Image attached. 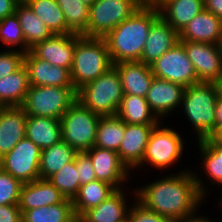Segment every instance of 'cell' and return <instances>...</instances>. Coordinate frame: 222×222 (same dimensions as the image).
Segmentation results:
<instances>
[{"mask_svg":"<svg viewBox=\"0 0 222 222\" xmlns=\"http://www.w3.org/2000/svg\"><path fill=\"white\" fill-rule=\"evenodd\" d=\"M182 171L170 174L135 191L134 197L153 212L179 222L196 215L206 189L198 174Z\"/></svg>","mask_w":222,"mask_h":222,"instance_id":"6da1fadb","label":"cell"},{"mask_svg":"<svg viewBox=\"0 0 222 222\" xmlns=\"http://www.w3.org/2000/svg\"><path fill=\"white\" fill-rule=\"evenodd\" d=\"M159 16L156 5H143L103 37L113 64L141 60L151 25Z\"/></svg>","mask_w":222,"mask_h":222,"instance_id":"7a4b0ae2","label":"cell"},{"mask_svg":"<svg viewBox=\"0 0 222 222\" xmlns=\"http://www.w3.org/2000/svg\"><path fill=\"white\" fill-rule=\"evenodd\" d=\"M111 67L113 63L103 38L83 37L76 34L73 64L70 70L71 81L76 91Z\"/></svg>","mask_w":222,"mask_h":222,"instance_id":"3957f363","label":"cell"},{"mask_svg":"<svg viewBox=\"0 0 222 222\" xmlns=\"http://www.w3.org/2000/svg\"><path fill=\"white\" fill-rule=\"evenodd\" d=\"M219 95L218 85L213 82H198L185 87L181 105L198 140L215 131V105Z\"/></svg>","mask_w":222,"mask_h":222,"instance_id":"277c9868","label":"cell"},{"mask_svg":"<svg viewBox=\"0 0 222 222\" xmlns=\"http://www.w3.org/2000/svg\"><path fill=\"white\" fill-rule=\"evenodd\" d=\"M124 96L121 78L113 66L77 90V100L100 116L116 115Z\"/></svg>","mask_w":222,"mask_h":222,"instance_id":"5b68a950","label":"cell"},{"mask_svg":"<svg viewBox=\"0 0 222 222\" xmlns=\"http://www.w3.org/2000/svg\"><path fill=\"white\" fill-rule=\"evenodd\" d=\"M73 86H29L21 106L29 116L60 119L77 100Z\"/></svg>","mask_w":222,"mask_h":222,"instance_id":"8992f818","label":"cell"},{"mask_svg":"<svg viewBox=\"0 0 222 222\" xmlns=\"http://www.w3.org/2000/svg\"><path fill=\"white\" fill-rule=\"evenodd\" d=\"M101 116L76 100L60 118L62 140L77 152H86L96 141Z\"/></svg>","mask_w":222,"mask_h":222,"instance_id":"52a82bcc","label":"cell"},{"mask_svg":"<svg viewBox=\"0 0 222 222\" xmlns=\"http://www.w3.org/2000/svg\"><path fill=\"white\" fill-rule=\"evenodd\" d=\"M142 6L139 0H96L90 5L87 31L82 36L103 38Z\"/></svg>","mask_w":222,"mask_h":222,"instance_id":"ba28073f","label":"cell"},{"mask_svg":"<svg viewBox=\"0 0 222 222\" xmlns=\"http://www.w3.org/2000/svg\"><path fill=\"white\" fill-rule=\"evenodd\" d=\"M159 124L151 132L145 155L137 167L148 164L153 168L163 169L177 162L182 156L185 145L181 135L167 126L162 128Z\"/></svg>","mask_w":222,"mask_h":222,"instance_id":"9c48e42d","label":"cell"},{"mask_svg":"<svg viewBox=\"0 0 222 222\" xmlns=\"http://www.w3.org/2000/svg\"><path fill=\"white\" fill-rule=\"evenodd\" d=\"M150 66L152 74L158 79L177 83L184 87L199 82L194 66L180 41Z\"/></svg>","mask_w":222,"mask_h":222,"instance_id":"30bf717a","label":"cell"},{"mask_svg":"<svg viewBox=\"0 0 222 222\" xmlns=\"http://www.w3.org/2000/svg\"><path fill=\"white\" fill-rule=\"evenodd\" d=\"M41 149L26 136L0 158V168L22 184L40 179Z\"/></svg>","mask_w":222,"mask_h":222,"instance_id":"8fae6325","label":"cell"},{"mask_svg":"<svg viewBox=\"0 0 222 222\" xmlns=\"http://www.w3.org/2000/svg\"><path fill=\"white\" fill-rule=\"evenodd\" d=\"M192 62L199 82L217 83L222 77V48L219 44L180 41Z\"/></svg>","mask_w":222,"mask_h":222,"instance_id":"7c38bea8","label":"cell"},{"mask_svg":"<svg viewBox=\"0 0 222 222\" xmlns=\"http://www.w3.org/2000/svg\"><path fill=\"white\" fill-rule=\"evenodd\" d=\"M76 45V33L53 34L37 43L30 52L38 59L48 61L51 65L71 70Z\"/></svg>","mask_w":222,"mask_h":222,"instance_id":"4fadbf2b","label":"cell"},{"mask_svg":"<svg viewBox=\"0 0 222 222\" xmlns=\"http://www.w3.org/2000/svg\"><path fill=\"white\" fill-rule=\"evenodd\" d=\"M90 156L97 180L112 185L120 190L122 182L129 176L130 169L121 161L115 151L93 146L86 151Z\"/></svg>","mask_w":222,"mask_h":222,"instance_id":"5bb4252c","label":"cell"},{"mask_svg":"<svg viewBox=\"0 0 222 222\" xmlns=\"http://www.w3.org/2000/svg\"><path fill=\"white\" fill-rule=\"evenodd\" d=\"M157 124H126L124 137L117 151L129 169H138L145 155L149 137Z\"/></svg>","mask_w":222,"mask_h":222,"instance_id":"9a60e30c","label":"cell"},{"mask_svg":"<svg viewBox=\"0 0 222 222\" xmlns=\"http://www.w3.org/2000/svg\"><path fill=\"white\" fill-rule=\"evenodd\" d=\"M24 66L29 86H73L68 69L38 59L30 51L25 53Z\"/></svg>","mask_w":222,"mask_h":222,"instance_id":"2e32d148","label":"cell"},{"mask_svg":"<svg viewBox=\"0 0 222 222\" xmlns=\"http://www.w3.org/2000/svg\"><path fill=\"white\" fill-rule=\"evenodd\" d=\"M185 87L167 80L153 78L146 101L158 119L181 105Z\"/></svg>","mask_w":222,"mask_h":222,"instance_id":"e0dca14e","label":"cell"},{"mask_svg":"<svg viewBox=\"0 0 222 222\" xmlns=\"http://www.w3.org/2000/svg\"><path fill=\"white\" fill-rule=\"evenodd\" d=\"M179 41L222 43V20L203 9L179 33Z\"/></svg>","mask_w":222,"mask_h":222,"instance_id":"ac0fdd59","label":"cell"},{"mask_svg":"<svg viewBox=\"0 0 222 222\" xmlns=\"http://www.w3.org/2000/svg\"><path fill=\"white\" fill-rule=\"evenodd\" d=\"M177 42L179 33L159 16L151 25L140 61L151 65Z\"/></svg>","mask_w":222,"mask_h":222,"instance_id":"d6986e66","label":"cell"},{"mask_svg":"<svg viewBox=\"0 0 222 222\" xmlns=\"http://www.w3.org/2000/svg\"><path fill=\"white\" fill-rule=\"evenodd\" d=\"M27 114L20 107L0 109V158L25 137Z\"/></svg>","mask_w":222,"mask_h":222,"instance_id":"ffe728a7","label":"cell"},{"mask_svg":"<svg viewBox=\"0 0 222 222\" xmlns=\"http://www.w3.org/2000/svg\"><path fill=\"white\" fill-rule=\"evenodd\" d=\"M117 69L124 94L145 98L153 81L151 66L141 61H125L113 64Z\"/></svg>","mask_w":222,"mask_h":222,"instance_id":"44dd1931","label":"cell"},{"mask_svg":"<svg viewBox=\"0 0 222 222\" xmlns=\"http://www.w3.org/2000/svg\"><path fill=\"white\" fill-rule=\"evenodd\" d=\"M64 200L65 197L48 179H36L22 185L18 205L21 211H27L62 203Z\"/></svg>","mask_w":222,"mask_h":222,"instance_id":"7402d4cb","label":"cell"},{"mask_svg":"<svg viewBox=\"0 0 222 222\" xmlns=\"http://www.w3.org/2000/svg\"><path fill=\"white\" fill-rule=\"evenodd\" d=\"M160 16L178 33L204 9L203 0H159Z\"/></svg>","mask_w":222,"mask_h":222,"instance_id":"603a6c76","label":"cell"},{"mask_svg":"<svg viewBox=\"0 0 222 222\" xmlns=\"http://www.w3.org/2000/svg\"><path fill=\"white\" fill-rule=\"evenodd\" d=\"M122 189L116 190L98 206L86 211L78 222H127L128 211Z\"/></svg>","mask_w":222,"mask_h":222,"instance_id":"cb8c5ba5","label":"cell"},{"mask_svg":"<svg viewBox=\"0 0 222 222\" xmlns=\"http://www.w3.org/2000/svg\"><path fill=\"white\" fill-rule=\"evenodd\" d=\"M25 136L41 150L62 140L60 119L27 115Z\"/></svg>","mask_w":222,"mask_h":222,"instance_id":"d4e9b609","label":"cell"},{"mask_svg":"<svg viewBox=\"0 0 222 222\" xmlns=\"http://www.w3.org/2000/svg\"><path fill=\"white\" fill-rule=\"evenodd\" d=\"M28 89V73L26 67L23 65L13 74L0 79V105L2 107L22 106Z\"/></svg>","mask_w":222,"mask_h":222,"instance_id":"484cf974","label":"cell"},{"mask_svg":"<svg viewBox=\"0 0 222 222\" xmlns=\"http://www.w3.org/2000/svg\"><path fill=\"white\" fill-rule=\"evenodd\" d=\"M115 191L116 189L112 185L100 180L81 185L72 200L76 218L79 219L86 211L98 206Z\"/></svg>","mask_w":222,"mask_h":222,"instance_id":"4316f807","label":"cell"},{"mask_svg":"<svg viewBox=\"0 0 222 222\" xmlns=\"http://www.w3.org/2000/svg\"><path fill=\"white\" fill-rule=\"evenodd\" d=\"M77 153L72 146L63 140L41 150L39 164L40 179H48L64 165L74 161Z\"/></svg>","mask_w":222,"mask_h":222,"instance_id":"83f0119b","label":"cell"},{"mask_svg":"<svg viewBox=\"0 0 222 222\" xmlns=\"http://www.w3.org/2000/svg\"><path fill=\"white\" fill-rule=\"evenodd\" d=\"M15 14L18 17L26 45L29 49L53 35L43 20L24 1L16 5Z\"/></svg>","mask_w":222,"mask_h":222,"instance_id":"f1b7e54d","label":"cell"},{"mask_svg":"<svg viewBox=\"0 0 222 222\" xmlns=\"http://www.w3.org/2000/svg\"><path fill=\"white\" fill-rule=\"evenodd\" d=\"M116 115L126 124L161 123L150 110L146 98L132 94H124Z\"/></svg>","mask_w":222,"mask_h":222,"instance_id":"f546056e","label":"cell"},{"mask_svg":"<svg viewBox=\"0 0 222 222\" xmlns=\"http://www.w3.org/2000/svg\"><path fill=\"white\" fill-rule=\"evenodd\" d=\"M22 212V222H78L72 200L62 203L37 207Z\"/></svg>","mask_w":222,"mask_h":222,"instance_id":"4dcf8cb0","label":"cell"},{"mask_svg":"<svg viewBox=\"0 0 222 222\" xmlns=\"http://www.w3.org/2000/svg\"><path fill=\"white\" fill-rule=\"evenodd\" d=\"M31 10L45 23L53 34L73 33L68 27L56 0H24Z\"/></svg>","mask_w":222,"mask_h":222,"instance_id":"1f68e13d","label":"cell"},{"mask_svg":"<svg viewBox=\"0 0 222 222\" xmlns=\"http://www.w3.org/2000/svg\"><path fill=\"white\" fill-rule=\"evenodd\" d=\"M126 123L117 115L101 116L94 146L117 152L124 137Z\"/></svg>","mask_w":222,"mask_h":222,"instance_id":"d6a6232c","label":"cell"},{"mask_svg":"<svg viewBox=\"0 0 222 222\" xmlns=\"http://www.w3.org/2000/svg\"><path fill=\"white\" fill-rule=\"evenodd\" d=\"M63 11L67 27L76 34L87 31L90 5L80 0H56Z\"/></svg>","mask_w":222,"mask_h":222,"instance_id":"836d02e7","label":"cell"},{"mask_svg":"<svg viewBox=\"0 0 222 222\" xmlns=\"http://www.w3.org/2000/svg\"><path fill=\"white\" fill-rule=\"evenodd\" d=\"M204 171L209 180L222 185V147L215 144L209 137L198 140Z\"/></svg>","mask_w":222,"mask_h":222,"instance_id":"e575fe53","label":"cell"},{"mask_svg":"<svg viewBox=\"0 0 222 222\" xmlns=\"http://www.w3.org/2000/svg\"><path fill=\"white\" fill-rule=\"evenodd\" d=\"M48 180L60 191L65 199L73 200L80 188V179L75 160L64 165Z\"/></svg>","mask_w":222,"mask_h":222,"instance_id":"d590c367","label":"cell"},{"mask_svg":"<svg viewBox=\"0 0 222 222\" xmlns=\"http://www.w3.org/2000/svg\"><path fill=\"white\" fill-rule=\"evenodd\" d=\"M0 41L6 46H20L23 53L30 49L27 47L17 15L14 13L0 20Z\"/></svg>","mask_w":222,"mask_h":222,"instance_id":"8d00e7d4","label":"cell"},{"mask_svg":"<svg viewBox=\"0 0 222 222\" xmlns=\"http://www.w3.org/2000/svg\"><path fill=\"white\" fill-rule=\"evenodd\" d=\"M22 183L0 168V205L19 204Z\"/></svg>","mask_w":222,"mask_h":222,"instance_id":"74e56055","label":"cell"},{"mask_svg":"<svg viewBox=\"0 0 222 222\" xmlns=\"http://www.w3.org/2000/svg\"><path fill=\"white\" fill-rule=\"evenodd\" d=\"M24 56L19 48L0 52V79L20 69L24 65Z\"/></svg>","mask_w":222,"mask_h":222,"instance_id":"f35d334b","label":"cell"},{"mask_svg":"<svg viewBox=\"0 0 222 222\" xmlns=\"http://www.w3.org/2000/svg\"><path fill=\"white\" fill-rule=\"evenodd\" d=\"M131 207L128 211V222H174L170 218L149 210L138 201Z\"/></svg>","mask_w":222,"mask_h":222,"instance_id":"ab89813d","label":"cell"},{"mask_svg":"<svg viewBox=\"0 0 222 222\" xmlns=\"http://www.w3.org/2000/svg\"><path fill=\"white\" fill-rule=\"evenodd\" d=\"M76 167L78 169L80 186L97 180L90 156L86 152H78L76 155Z\"/></svg>","mask_w":222,"mask_h":222,"instance_id":"60d3db41","label":"cell"},{"mask_svg":"<svg viewBox=\"0 0 222 222\" xmlns=\"http://www.w3.org/2000/svg\"><path fill=\"white\" fill-rule=\"evenodd\" d=\"M0 222H22L19 205H0Z\"/></svg>","mask_w":222,"mask_h":222,"instance_id":"b9f144b4","label":"cell"},{"mask_svg":"<svg viewBox=\"0 0 222 222\" xmlns=\"http://www.w3.org/2000/svg\"><path fill=\"white\" fill-rule=\"evenodd\" d=\"M17 0H0V20L15 13Z\"/></svg>","mask_w":222,"mask_h":222,"instance_id":"7bdbcfd3","label":"cell"},{"mask_svg":"<svg viewBox=\"0 0 222 222\" xmlns=\"http://www.w3.org/2000/svg\"><path fill=\"white\" fill-rule=\"evenodd\" d=\"M204 9L222 20V0H203Z\"/></svg>","mask_w":222,"mask_h":222,"instance_id":"ee69618b","label":"cell"},{"mask_svg":"<svg viewBox=\"0 0 222 222\" xmlns=\"http://www.w3.org/2000/svg\"><path fill=\"white\" fill-rule=\"evenodd\" d=\"M222 127V96L219 95L215 105V130Z\"/></svg>","mask_w":222,"mask_h":222,"instance_id":"f6af8a7d","label":"cell"},{"mask_svg":"<svg viewBox=\"0 0 222 222\" xmlns=\"http://www.w3.org/2000/svg\"><path fill=\"white\" fill-rule=\"evenodd\" d=\"M209 138L217 145L222 147V127L217 128Z\"/></svg>","mask_w":222,"mask_h":222,"instance_id":"bcb514c9","label":"cell"},{"mask_svg":"<svg viewBox=\"0 0 222 222\" xmlns=\"http://www.w3.org/2000/svg\"><path fill=\"white\" fill-rule=\"evenodd\" d=\"M179 222H212L211 219L209 220L208 218H203V217H197V216H193V217H189V218H185L182 221Z\"/></svg>","mask_w":222,"mask_h":222,"instance_id":"7dc6e473","label":"cell"},{"mask_svg":"<svg viewBox=\"0 0 222 222\" xmlns=\"http://www.w3.org/2000/svg\"><path fill=\"white\" fill-rule=\"evenodd\" d=\"M143 5H155L159 0H139Z\"/></svg>","mask_w":222,"mask_h":222,"instance_id":"c3c4849f","label":"cell"},{"mask_svg":"<svg viewBox=\"0 0 222 222\" xmlns=\"http://www.w3.org/2000/svg\"><path fill=\"white\" fill-rule=\"evenodd\" d=\"M218 88H219V94L222 96V77L217 82Z\"/></svg>","mask_w":222,"mask_h":222,"instance_id":"681fc988","label":"cell"},{"mask_svg":"<svg viewBox=\"0 0 222 222\" xmlns=\"http://www.w3.org/2000/svg\"><path fill=\"white\" fill-rule=\"evenodd\" d=\"M80 1L85 2V3L88 4V5H91V4H93L96 0H80Z\"/></svg>","mask_w":222,"mask_h":222,"instance_id":"f907efd6","label":"cell"}]
</instances>
